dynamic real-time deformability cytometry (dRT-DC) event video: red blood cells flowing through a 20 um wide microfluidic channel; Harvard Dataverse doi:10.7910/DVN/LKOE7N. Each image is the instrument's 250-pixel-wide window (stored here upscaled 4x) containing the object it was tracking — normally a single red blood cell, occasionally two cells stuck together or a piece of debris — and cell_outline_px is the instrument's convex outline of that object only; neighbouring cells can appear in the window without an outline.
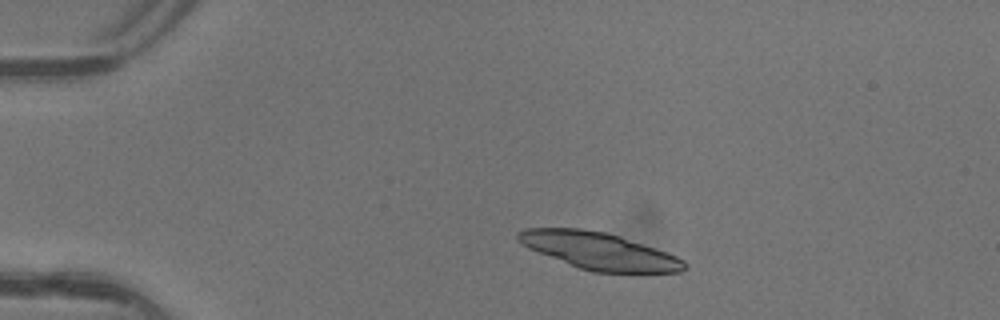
{"species": "common noctule bat (a hibernating species)", "species_latin": "Nyctalus noctula", "temperature_condition": "warm", "stored_images_in_passage": 2, "camera_frame_rate_fps": 3000, "um_per_image_px": 0.085, "animal": {"sex": "female"}, "frame": {"image": 1, "passage_image": 1, "time_ms": 0.0, "image_size_px": [1000, 320], "cell_outline_px": [[684, 268], [680, 272], [644, 276], [636, 276], [592, 272], [580, 268], [528, 248], [516, 240], [516, 232], [524, 228], [580, 228], [604, 232], [676, 256], [684, 260]], "centroid_in_image_um": [50.95, 21.39], "position_along_channel_um": 34.1, "area_um2": 36.36}}